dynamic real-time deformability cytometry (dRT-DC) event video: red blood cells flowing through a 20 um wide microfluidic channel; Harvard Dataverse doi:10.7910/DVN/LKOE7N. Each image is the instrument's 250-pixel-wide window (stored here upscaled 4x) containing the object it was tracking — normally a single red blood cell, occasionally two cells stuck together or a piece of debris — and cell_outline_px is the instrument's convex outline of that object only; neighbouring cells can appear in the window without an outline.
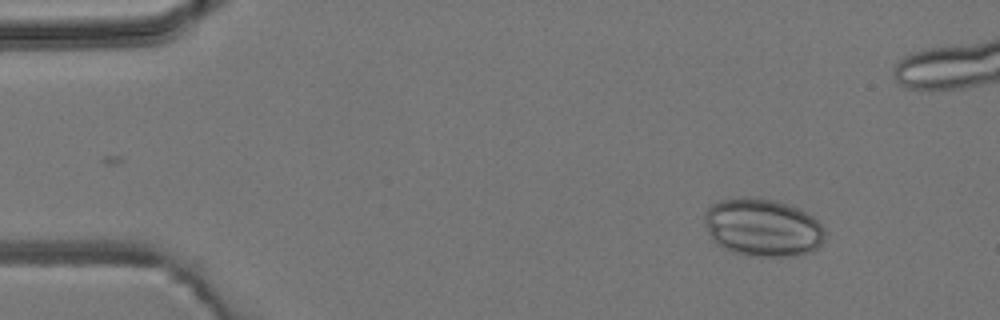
{"species": "common noctule bat (a hibernating species)", "species_latin": "Nyctalus noctula", "temperature_condition": "room temperature", "stored_images_in_passage": 5, "camera_frame_rate_fps": 3000, "um_per_image_px": 0.085, "animal": {"sex": "male", "body_mass_g": 19.2, "forearm_length_mm": 51.8}, "frame": {"image": 1, "passage_image": 1, "time_ms": 0.0, "image_size_px": [1000, 320], "cell_outline_px": [[824, 240], [812, 252], [796, 256], [760, 256], [732, 252], [716, 244], [712, 240], [708, 232], [704, 220], [704, 212], [712, 204], [720, 200], [740, 196], [744, 196], [772, 200], [788, 204], [800, 208], [812, 216], [824, 228]], "centroid_in_image_um": [64.81, 19.33], "position_along_channel_um": 20.2, "area_um2": 40.81}}